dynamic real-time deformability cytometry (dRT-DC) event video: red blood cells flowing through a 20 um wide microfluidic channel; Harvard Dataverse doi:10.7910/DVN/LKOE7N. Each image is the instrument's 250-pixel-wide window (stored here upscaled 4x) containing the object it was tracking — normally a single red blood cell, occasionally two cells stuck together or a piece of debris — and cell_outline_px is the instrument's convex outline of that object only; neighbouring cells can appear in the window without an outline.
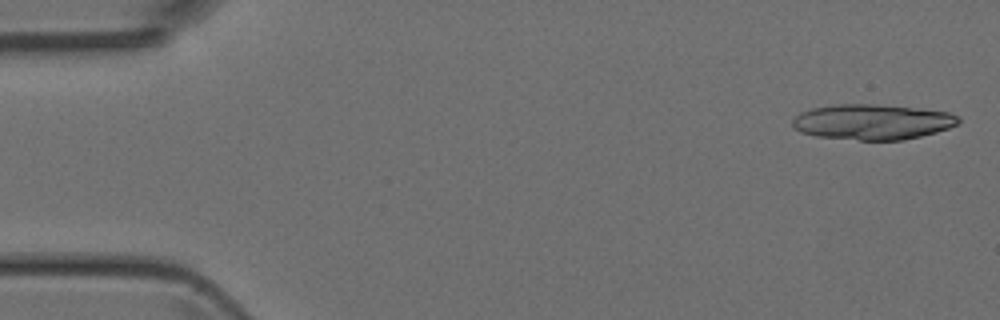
{"species": "Egyptian fruit bat (a non-hibernating species)", "species_latin": "Rousettus aegyptiacus", "temperature_condition": "room temperature", "stored_images_in_passage": 15, "camera_frame_rate_fps": 3000, "um_per_image_px": 0.085, "animal": {"sex": "female"}, "frame": {"image": 1, "passage_image": 1, "time_ms": 0.0, "image_size_px": [1000, 320], "cell_outline_px": [[960, 124], [936, 132], [904, 140], [860, 140], [816, 136], [800, 132], [792, 128], [792, 120], [800, 112], [812, 108], [832, 104], [872, 104], [912, 108], [948, 112], [960, 116]], "centroid_in_image_um": [74.13, 10.36], "position_along_channel_um": 10.9, "area_um2": 34.28}}